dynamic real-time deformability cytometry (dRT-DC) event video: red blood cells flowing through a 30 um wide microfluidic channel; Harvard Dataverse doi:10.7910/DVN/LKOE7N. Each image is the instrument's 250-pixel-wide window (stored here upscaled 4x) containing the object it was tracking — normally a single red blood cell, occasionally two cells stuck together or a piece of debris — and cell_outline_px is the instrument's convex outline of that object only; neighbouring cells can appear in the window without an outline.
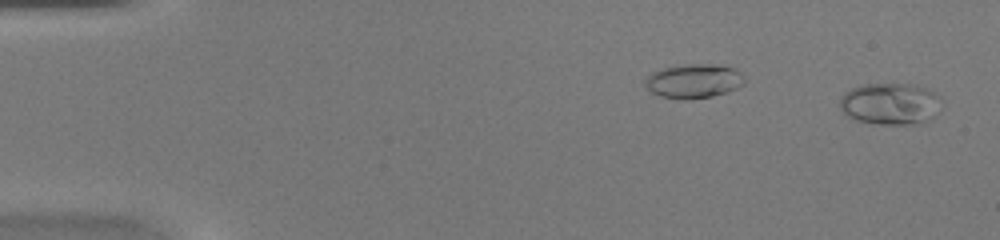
{"species": "common noctule bat (a hibernating species)", "species_latin": "Nyctalus noctula", "temperature_condition": "warm", "stored_images_in_passage": 48, "camera_frame_rate_fps": 3000, "um_per_image_px": 0.085, "animal": {"sex": "female", "body_mass_g": 20.0, "forearm_length_mm": 54.0}, "frame": {"image": 1, "passage_image": 1, "time_ms": 0.0, "image_size_px": [1000, 240], "cell_outline_px": [[944, 100], [920, 124], [880, 124], [856, 120], [848, 116], [840, 108], [840, 100], [844, 92], [860, 84], [916, 84], [928, 88], [940, 96]], "centroid_in_image_um": [75.64, 8.79], "position_along_channel_um": 9.4, "area_um2": 24.51}}
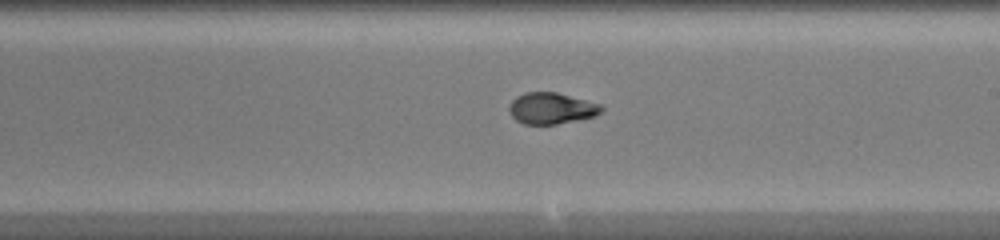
{"frame": {"image": 2, "passage_image": 28, "time_ms": 9.0, "image_size_px": [1000, 240], "cell_outline_px": [[604, 108], [596, 116], [556, 124], [524, 124], [516, 120], [508, 112], [508, 104], [516, 96], [524, 92], [556, 92], [600, 104]], "centroid_in_image_um": [46.83, 9.2], "position_along_channel_um": 242.2, "area_um2": 16.88}}
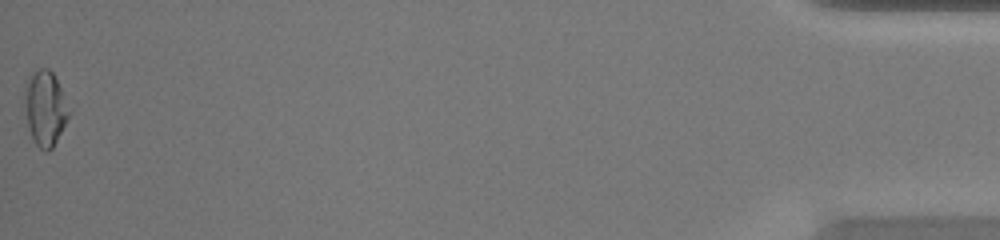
{"frame": {"image": 3, "passage_image": 48, "time_ms": 15.667, "image_size_px": [1000, 240], "cell_outline_px": [[68, 116], [52, 148], [48, 152], [44, 152], [36, 144], [28, 128], [24, 100], [24, 88], [32, 72], [40, 68], [48, 68], [52, 72], [60, 88], [68, 112]], "centroid_in_image_um": [3.78, 9.2], "position_along_channel_um": 431.4, "area_um2": 18.67}, "authors_computed_cell_mechanics": {"area_um2": 17.1955, "velocity_mm_per_s": 4.2647, "shape_relaxation_time_tau1_ms": 6.3538, "shape_relaxation_time_tau2_ms": 0.5898, "deformation_change_tau1": 0.2349, "deformation_change_tau2": 0.0617}}